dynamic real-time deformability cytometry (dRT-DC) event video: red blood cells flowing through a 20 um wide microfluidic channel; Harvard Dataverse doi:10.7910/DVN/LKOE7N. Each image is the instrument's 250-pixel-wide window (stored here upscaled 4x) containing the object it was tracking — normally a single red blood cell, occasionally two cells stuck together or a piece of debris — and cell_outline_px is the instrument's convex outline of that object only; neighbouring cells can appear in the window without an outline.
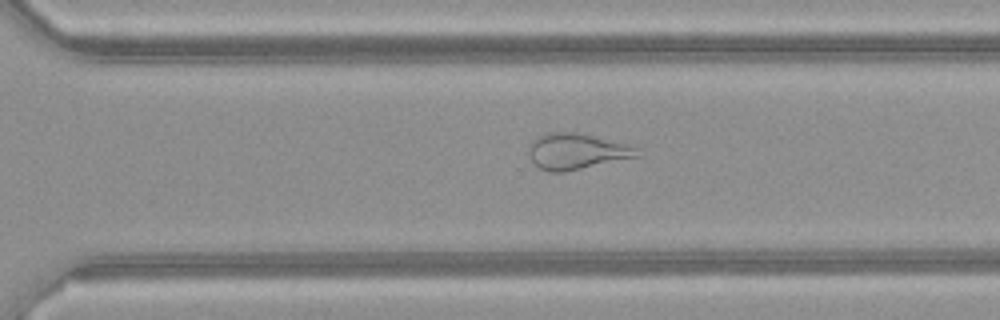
{"species": "common noctule bat (a hibernating species)", "species_latin": "Nyctalus noctula", "temperature_condition": "warm", "stored_images_in_passage": 45, "camera_frame_rate_fps": 3000, "um_per_image_px": 0.085, "animal": {"sex": "female", "body_mass_g": 21.9}, "frame": {"image": 1, "passage_image": 30, "time_ms": 9.667, "image_size_px": [1000, 320], "cell_outline_px": [[640, 156], [564, 172], [548, 172], [532, 164], [528, 156], [528, 144], [536, 136], [544, 132], [576, 132], [632, 144], [640, 148]], "centroid_in_image_um": [48.99, 12.85], "position_along_channel_um": 321.6, "area_um2": 23.35}}
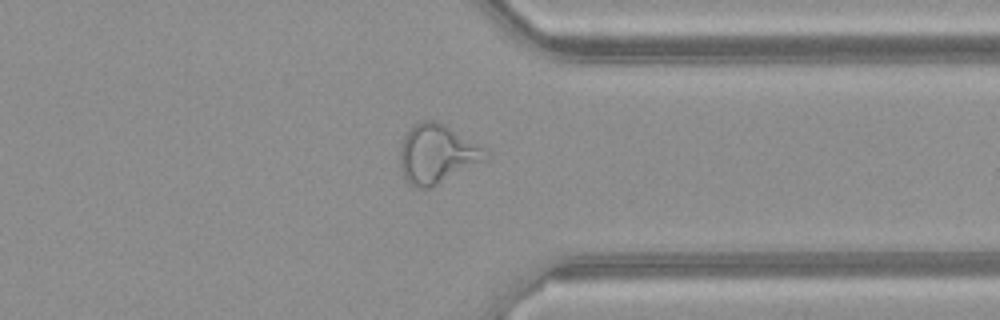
{"frame": {"image": 2, "passage_image": 34, "time_ms": 11.0, "image_size_px": [1000, 320], "cell_outline_px": [[488, 152], [484, 160], [428, 188], [416, 188], [408, 184], [404, 180], [400, 168], [400, 148], [404, 136], [420, 120], [436, 120], [444, 124], [480, 144]], "centroid_in_image_um": [37.1, 13.07], "position_along_channel_um": 374.3, "area_um2": 29.02}}
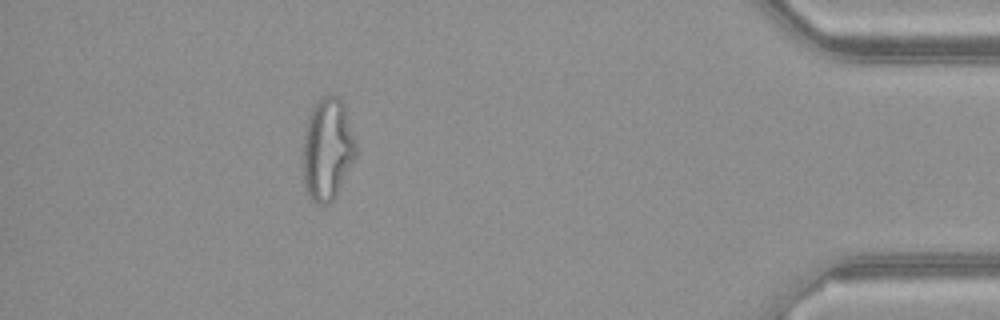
{"frame": {"image": 3, "passage_image": 40, "time_ms": 13.0, "image_size_px": [1000, 320], "cell_outline_px": [[356, 156], [332, 200], [328, 204], [316, 204], [308, 196], [304, 188], [304, 132], [308, 116], [316, 100], [320, 96], [336, 96], [344, 104], [356, 140]], "centroid_in_image_um": [27.83, 12.66], "position_along_channel_um": 407.4, "area_um2": 31.39}}